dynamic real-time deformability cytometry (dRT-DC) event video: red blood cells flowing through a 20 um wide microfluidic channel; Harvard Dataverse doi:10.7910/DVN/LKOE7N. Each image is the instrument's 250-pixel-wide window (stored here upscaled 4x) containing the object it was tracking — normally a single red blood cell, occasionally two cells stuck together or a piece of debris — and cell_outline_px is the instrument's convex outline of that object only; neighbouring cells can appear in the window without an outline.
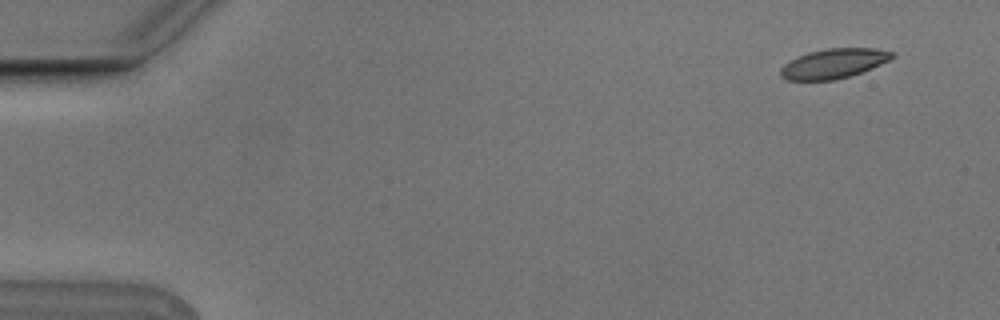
{"species": "Egyptian fruit bat (a non-hibernating species)", "species_latin": "Rousettus aegyptiacus", "temperature_condition": "cold", "stored_images_in_passage": 6, "camera_frame_rate_fps": 3000, "um_per_image_px": 0.085, "animal": {"sex": "male"}, "frame": {"image": 1, "passage_image": 1, "time_ms": 0.0, "image_size_px": [1000, 320], "cell_outline_px": [[896, 56], [872, 68], [836, 80], [788, 80], [780, 76], [780, 68], [784, 64], [808, 52], [824, 48], [876, 48], [892, 52]], "centroid_in_image_um": [70.85, 5.39], "position_along_channel_um": 14.1, "area_um2": 19.13}}
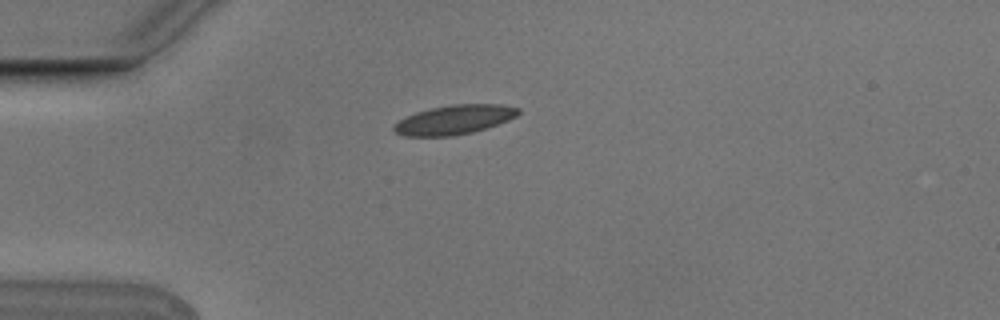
{"frame": {"image": 2, "passage_image": 4, "time_ms": 1.0, "image_size_px": [1000, 320], "cell_outline_px": [[520, 112], [516, 116], [508, 120], [472, 132], [452, 136], [404, 136], [396, 132], [392, 128], [400, 120], [416, 112], [432, 108], [452, 104], [500, 104], [520, 108]], "centroid_in_image_um": [38.63, 10.17], "position_along_channel_um": 46.4, "area_um2": 20.92}}